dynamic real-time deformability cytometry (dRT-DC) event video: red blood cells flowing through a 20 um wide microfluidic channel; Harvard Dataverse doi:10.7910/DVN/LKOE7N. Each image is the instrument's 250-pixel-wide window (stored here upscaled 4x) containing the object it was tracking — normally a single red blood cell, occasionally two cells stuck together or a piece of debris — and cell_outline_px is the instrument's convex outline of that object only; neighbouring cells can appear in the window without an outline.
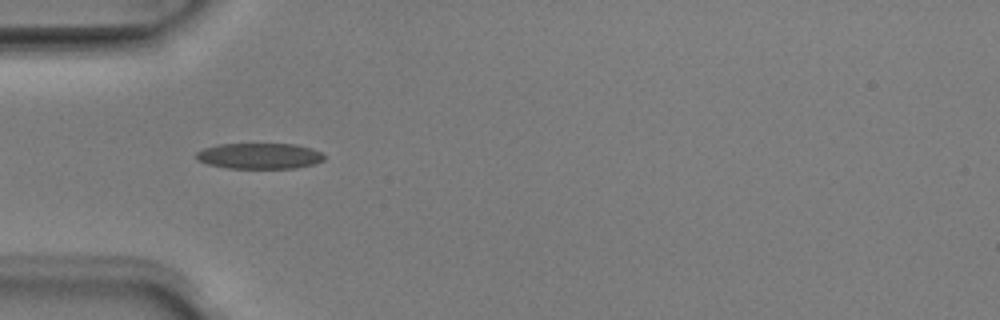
{"species": "Egyptian fruit bat (a non-hibernating species)", "species_latin": "Rousettus aegyptiacus", "temperature_condition": "room temperature", "stored_images_in_passage": 24, "camera_frame_rate_fps": 3000, "um_per_image_px": 0.085, "animal": {"sex": "male"}, "frame": {"image": 1, "passage_image": 3, "time_ms": 0.667, "image_size_px": [1000, 320], "cell_outline_px": [[324, 160], [312, 164], [292, 168], [228, 168], [208, 164], [196, 160], [196, 152], [204, 148], [216, 144], [296, 144], [312, 148], [320, 152], [324, 156]], "centroid_in_image_um": [22.02, 13.25], "position_along_channel_um": 63.0, "area_um2": 19.19}}
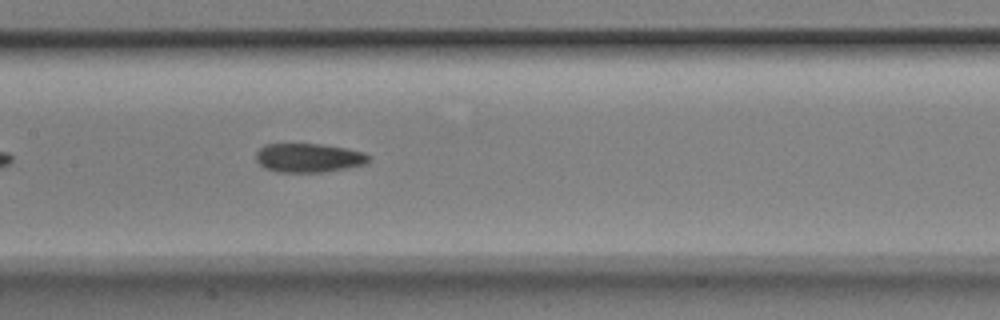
{"frame": {"image": 2, "passage_image": 12, "time_ms": 3.667, "image_size_px": [1000, 320], "cell_outline_px": [[372, 160], [368, 164], [324, 172], [276, 172], [264, 168], [256, 160], [256, 152], [264, 144], [320, 144], [344, 148], [364, 152], [372, 156]], "centroid_in_image_um": [26.27, 13.42], "position_along_channel_um": 181.1, "area_um2": 19.25}}
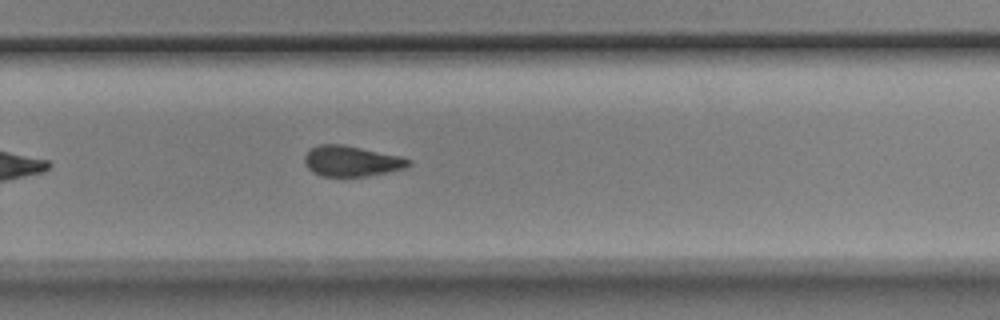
{"frame": {"image": 3, "passage_image": 21, "time_ms": 6.667, "image_size_px": [1000, 320], "cell_outline_px": [[412, 164], [408, 168], [364, 176], [320, 176], [312, 172], [304, 164], [304, 156], [312, 148], [320, 144], [344, 144], [400, 156], [412, 160]], "centroid_in_image_um": [29.89, 13.69], "position_along_channel_um": 299.9, "area_um2": 18.61}}